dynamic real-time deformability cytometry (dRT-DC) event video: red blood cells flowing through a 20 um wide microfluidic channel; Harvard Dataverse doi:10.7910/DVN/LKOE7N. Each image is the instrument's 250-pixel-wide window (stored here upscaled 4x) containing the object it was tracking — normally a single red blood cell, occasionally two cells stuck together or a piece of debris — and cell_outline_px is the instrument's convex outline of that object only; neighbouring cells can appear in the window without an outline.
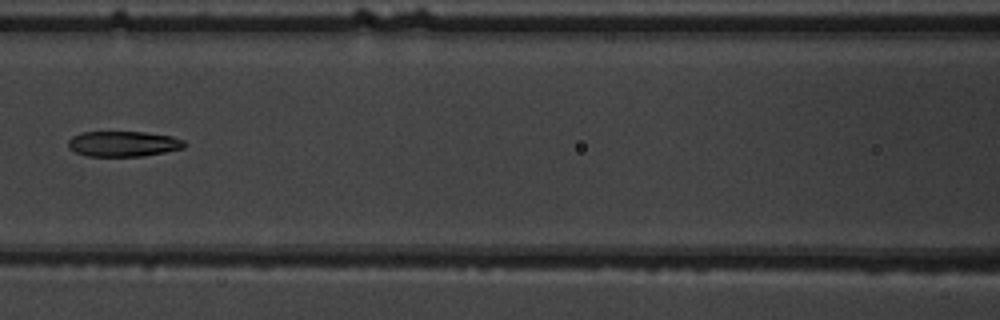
{"species": "common noctule bat (a hibernating species)", "species_latin": "Nyctalus noctula", "temperature_condition": "warm", "stored_images_in_passage": 8, "camera_frame_rate_fps": 3000, "um_per_image_px": 0.085, "animal": {"sex": "male", "body_mass_g": 19.5, "forearm_length_mm": 54.6}, "frame": {"image": 1, "passage_image": 7, "time_ms": 7.0, "image_size_px": [1000, 320], "cell_outline_px": [[188, 144], [184, 148], [144, 156], [88, 156], [76, 152], [68, 148], [68, 140], [72, 136], [80, 132], [144, 132], [172, 136], [184, 140]], "centroid_in_image_um": [10.49, 12.22], "position_along_channel_um": 156.1, "area_um2": 17.34}}
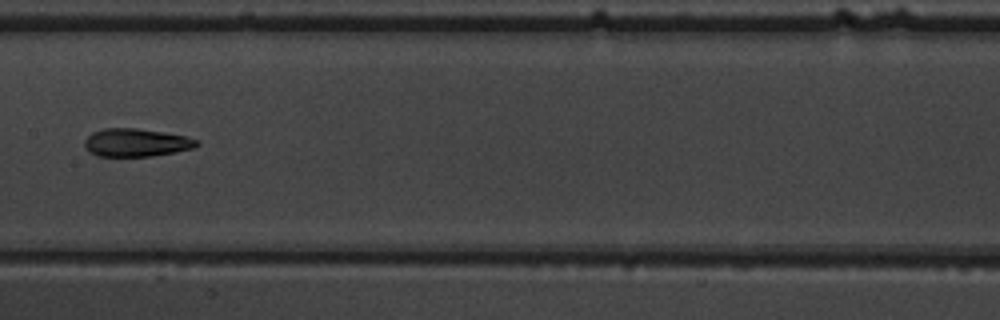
{"frame": {"image": 2, "passage_image": 8, "time_ms": 8.0, "image_size_px": [1000, 320], "cell_outline_px": [[200, 144], [196, 148], [152, 156], [96, 156], [88, 152], [84, 148], [84, 140], [92, 132], [104, 128], [136, 128], [184, 136], [196, 140]], "centroid_in_image_um": [11.52, 12.13], "position_along_channel_um": 195.9, "area_um2": 18.32}}